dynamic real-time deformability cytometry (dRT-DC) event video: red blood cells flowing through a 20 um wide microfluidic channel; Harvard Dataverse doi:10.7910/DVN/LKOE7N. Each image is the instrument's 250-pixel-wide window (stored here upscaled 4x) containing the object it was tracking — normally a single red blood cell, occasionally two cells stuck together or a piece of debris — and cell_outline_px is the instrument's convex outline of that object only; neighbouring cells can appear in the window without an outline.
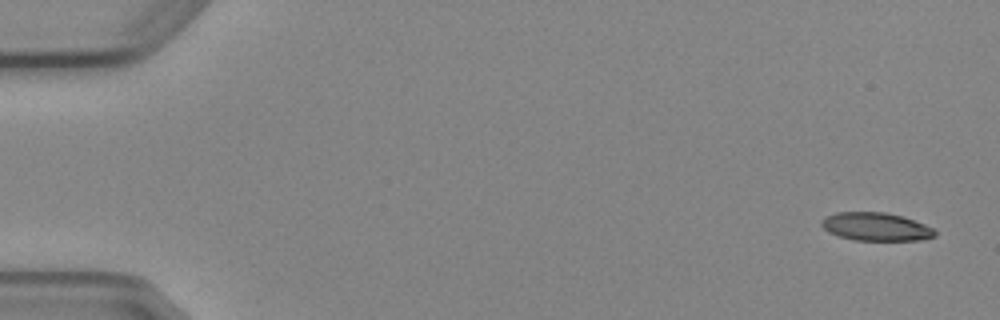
{"species": "Egyptian fruit bat (a non-hibernating species)", "species_latin": "Rousettus aegyptiacus", "temperature_condition": "cold", "stored_images_in_passage": 6, "segment_of_instrument_passage": [1, 2], "camera_frame_rate_fps": 3000, "um_per_image_px": 0.085, "animal": {"sex": "female"}, "frame": {"image": 1, "passage_image": 1, "time_ms": 0.0, "image_size_px": [1000, 320], "cell_outline_px": [[936, 236], [920, 240], [856, 240], [840, 236], [828, 232], [820, 224], [820, 220], [836, 212], [884, 212], [904, 216], [924, 224], [932, 228], [936, 232]], "centroid_in_image_um": [74.46, 19.26], "position_along_channel_um": 10.5, "area_um2": 18.55}}
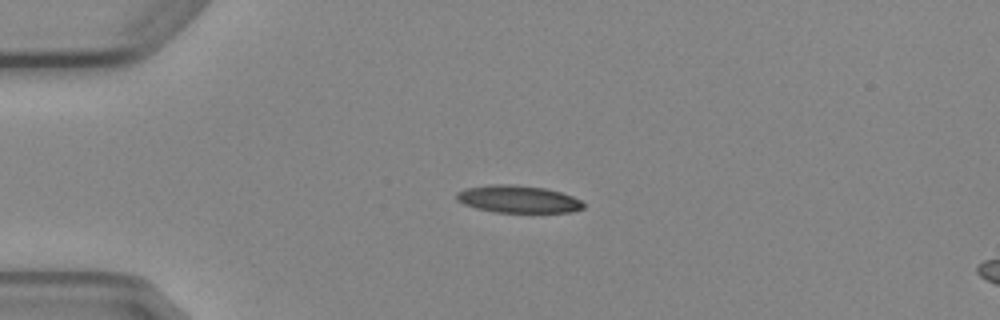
{"frame": {"image": 2, "passage_image": 4, "time_ms": 3.667, "image_size_px": [1000, 320], "cell_outline_px": [[584, 208], [572, 212], [496, 212], [476, 208], [464, 204], [456, 200], [456, 192], [464, 188], [488, 184], [512, 184], [544, 188], [560, 192], [572, 196], [580, 200], [584, 204]], "centroid_in_image_um": [44.0, 16.92], "position_along_channel_um": 41.0, "area_um2": 20.29}}